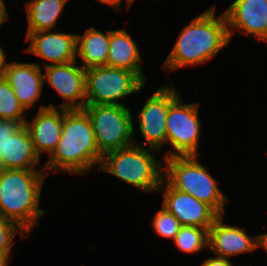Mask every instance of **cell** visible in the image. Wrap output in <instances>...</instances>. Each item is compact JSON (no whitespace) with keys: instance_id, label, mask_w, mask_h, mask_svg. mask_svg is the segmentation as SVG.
I'll list each match as a JSON object with an SVG mask.
<instances>
[{"instance_id":"3","label":"cell","mask_w":267,"mask_h":266,"mask_svg":"<svg viewBox=\"0 0 267 266\" xmlns=\"http://www.w3.org/2000/svg\"><path fill=\"white\" fill-rule=\"evenodd\" d=\"M45 169H0V216L16 223L31 237L48 212L41 205Z\"/></svg>"},{"instance_id":"26","label":"cell","mask_w":267,"mask_h":266,"mask_svg":"<svg viewBox=\"0 0 267 266\" xmlns=\"http://www.w3.org/2000/svg\"><path fill=\"white\" fill-rule=\"evenodd\" d=\"M200 266H234L232 259L217 256H208ZM239 266V265H236Z\"/></svg>"},{"instance_id":"6","label":"cell","mask_w":267,"mask_h":266,"mask_svg":"<svg viewBox=\"0 0 267 266\" xmlns=\"http://www.w3.org/2000/svg\"><path fill=\"white\" fill-rule=\"evenodd\" d=\"M180 95L181 91L176 87V84L167 79L164 84L158 86V89L152 95L147 97L148 99H145V103L140 107L137 115L133 116L135 145L158 150L162 153L163 158L162 149L167 143L166 121L169 106ZM136 127H138L137 129L143 139L144 143L142 144L135 138Z\"/></svg>"},{"instance_id":"28","label":"cell","mask_w":267,"mask_h":266,"mask_svg":"<svg viewBox=\"0 0 267 266\" xmlns=\"http://www.w3.org/2000/svg\"><path fill=\"white\" fill-rule=\"evenodd\" d=\"M103 5H109V7H112V9L116 10L117 12L121 13L123 11V0H96ZM121 11V12H120Z\"/></svg>"},{"instance_id":"7","label":"cell","mask_w":267,"mask_h":266,"mask_svg":"<svg viewBox=\"0 0 267 266\" xmlns=\"http://www.w3.org/2000/svg\"><path fill=\"white\" fill-rule=\"evenodd\" d=\"M145 85L135 72L124 68L104 65L86 69V105L123 106V99L144 91Z\"/></svg>"},{"instance_id":"31","label":"cell","mask_w":267,"mask_h":266,"mask_svg":"<svg viewBox=\"0 0 267 266\" xmlns=\"http://www.w3.org/2000/svg\"><path fill=\"white\" fill-rule=\"evenodd\" d=\"M11 260L3 258L0 256V266H10Z\"/></svg>"},{"instance_id":"18","label":"cell","mask_w":267,"mask_h":266,"mask_svg":"<svg viewBox=\"0 0 267 266\" xmlns=\"http://www.w3.org/2000/svg\"><path fill=\"white\" fill-rule=\"evenodd\" d=\"M36 154L30 134L23 124L14 134L8 136L5 155H1L0 169H44Z\"/></svg>"},{"instance_id":"15","label":"cell","mask_w":267,"mask_h":266,"mask_svg":"<svg viewBox=\"0 0 267 266\" xmlns=\"http://www.w3.org/2000/svg\"><path fill=\"white\" fill-rule=\"evenodd\" d=\"M224 217L220 215L209 228L208 251L214 256L228 259L256 252L258 234L250 235L240 224L226 223Z\"/></svg>"},{"instance_id":"30","label":"cell","mask_w":267,"mask_h":266,"mask_svg":"<svg viewBox=\"0 0 267 266\" xmlns=\"http://www.w3.org/2000/svg\"><path fill=\"white\" fill-rule=\"evenodd\" d=\"M5 50L6 49L5 48L3 49L2 44H0V78L3 75V64H4V61L8 56L7 52H5Z\"/></svg>"},{"instance_id":"4","label":"cell","mask_w":267,"mask_h":266,"mask_svg":"<svg viewBox=\"0 0 267 266\" xmlns=\"http://www.w3.org/2000/svg\"><path fill=\"white\" fill-rule=\"evenodd\" d=\"M158 152L135 144L112 150L103 154L97 172L110 174L144 195L156 194L164 175V158H157Z\"/></svg>"},{"instance_id":"11","label":"cell","mask_w":267,"mask_h":266,"mask_svg":"<svg viewBox=\"0 0 267 266\" xmlns=\"http://www.w3.org/2000/svg\"><path fill=\"white\" fill-rule=\"evenodd\" d=\"M30 45L24 49L27 55L43 60L35 62L42 68L48 65L66 64L76 61V33L56 29L31 32L25 37ZM42 64V65H41Z\"/></svg>"},{"instance_id":"9","label":"cell","mask_w":267,"mask_h":266,"mask_svg":"<svg viewBox=\"0 0 267 266\" xmlns=\"http://www.w3.org/2000/svg\"><path fill=\"white\" fill-rule=\"evenodd\" d=\"M83 110L102 154L134 144L133 114L127 105H85Z\"/></svg>"},{"instance_id":"10","label":"cell","mask_w":267,"mask_h":266,"mask_svg":"<svg viewBox=\"0 0 267 266\" xmlns=\"http://www.w3.org/2000/svg\"><path fill=\"white\" fill-rule=\"evenodd\" d=\"M44 85L55 91L63 103H48L51 108L67 110L83 109L86 105V70L73 61L66 64L48 65L44 67Z\"/></svg>"},{"instance_id":"2","label":"cell","mask_w":267,"mask_h":266,"mask_svg":"<svg viewBox=\"0 0 267 266\" xmlns=\"http://www.w3.org/2000/svg\"><path fill=\"white\" fill-rule=\"evenodd\" d=\"M103 154L99 151L89 116L83 109H63L61 139L44 167L53 173L85 176L98 171Z\"/></svg>"},{"instance_id":"22","label":"cell","mask_w":267,"mask_h":266,"mask_svg":"<svg viewBox=\"0 0 267 266\" xmlns=\"http://www.w3.org/2000/svg\"><path fill=\"white\" fill-rule=\"evenodd\" d=\"M28 113L20 104L13 88L2 76L0 78V119H13L23 125L28 118Z\"/></svg>"},{"instance_id":"17","label":"cell","mask_w":267,"mask_h":266,"mask_svg":"<svg viewBox=\"0 0 267 266\" xmlns=\"http://www.w3.org/2000/svg\"><path fill=\"white\" fill-rule=\"evenodd\" d=\"M137 43L126 28L110 30L109 53L105 66L130 70L148 83L142 67L143 56Z\"/></svg>"},{"instance_id":"5","label":"cell","mask_w":267,"mask_h":266,"mask_svg":"<svg viewBox=\"0 0 267 266\" xmlns=\"http://www.w3.org/2000/svg\"><path fill=\"white\" fill-rule=\"evenodd\" d=\"M202 155L164 158L163 179L173 188L188 193L211 206L219 215H226L230 202L212 171L200 160ZM211 172V173H210Z\"/></svg>"},{"instance_id":"19","label":"cell","mask_w":267,"mask_h":266,"mask_svg":"<svg viewBox=\"0 0 267 266\" xmlns=\"http://www.w3.org/2000/svg\"><path fill=\"white\" fill-rule=\"evenodd\" d=\"M110 45V29L105 33L89 27L81 35L76 33V61L86 70L106 65Z\"/></svg>"},{"instance_id":"12","label":"cell","mask_w":267,"mask_h":266,"mask_svg":"<svg viewBox=\"0 0 267 266\" xmlns=\"http://www.w3.org/2000/svg\"><path fill=\"white\" fill-rule=\"evenodd\" d=\"M158 192L162 194L161 206L173 214L182 226L210 228L220 216L205 202L173 189L164 179Z\"/></svg>"},{"instance_id":"13","label":"cell","mask_w":267,"mask_h":266,"mask_svg":"<svg viewBox=\"0 0 267 266\" xmlns=\"http://www.w3.org/2000/svg\"><path fill=\"white\" fill-rule=\"evenodd\" d=\"M230 41L237 32L267 43V0H233L223 11Z\"/></svg>"},{"instance_id":"29","label":"cell","mask_w":267,"mask_h":266,"mask_svg":"<svg viewBox=\"0 0 267 266\" xmlns=\"http://www.w3.org/2000/svg\"><path fill=\"white\" fill-rule=\"evenodd\" d=\"M259 248L267 253V231L258 233V249Z\"/></svg>"},{"instance_id":"14","label":"cell","mask_w":267,"mask_h":266,"mask_svg":"<svg viewBox=\"0 0 267 266\" xmlns=\"http://www.w3.org/2000/svg\"><path fill=\"white\" fill-rule=\"evenodd\" d=\"M43 68L35 62L8 61L3 64V77L13 88L17 99L28 112L42 100L44 85Z\"/></svg>"},{"instance_id":"24","label":"cell","mask_w":267,"mask_h":266,"mask_svg":"<svg viewBox=\"0 0 267 266\" xmlns=\"http://www.w3.org/2000/svg\"><path fill=\"white\" fill-rule=\"evenodd\" d=\"M19 233L20 240L29 238L24 230H22L16 223L4 219L0 216V256L11 260L12 249L15 246V237Z\"/></svg>"},{"instance_id":"32","label":"cell","mask_w":267,"mask_h":266,"mask_svg":"<svg viewBox=\"0 0 267 266\" xmlns=\"http://www.w3.org/2000/svg\"><path fill=\"white\" fill-rule=\"evenodd\" d=\"M125 2L124 5H126L127 10H129V8H131V6L133 5V3H135L136 0H123Z\"/></svg>"},{"instance_id":"8","label":"cell","mask_w":267,"mask_h":266,"mask_svg":"<svg viewBox=\"0 0 267 266\" xmlns=\"http://www.w3.org/2000/svg\"><path fill=\"white\" fill-rule=\"evenodd\" d=\"M182 94L169 106L167 114V143L171 149L163 153V158L171 156L200 155L202 122L199 109L201 103H186ZM168 150V151H167Z\"/></svg>"},{"instance_id":"23","label":"cell","mask_w":267,"mask_h":266,"mask_svg":"<svg viewBox=\"0 0 267 266\" xmlns=\"http://www.w3.org/2000/svg\"><path fill=\"white\" fill-rule=\"evenodd\" d=\"M152 232L163 239H169L171 242L176 237L182 225L174 217L173 214L168 212L164 207H161L151 217Z\"/></svg>"},{"instance_id":"16","label":"cell","mask_w":267,"mask_h":266,"mask_svg":"<svg viewBox=\"0 0 267 266\" xmlns=\"http://www.w3.org/2000/svg\"><path fill=\"white\" fill-rule=\"evenodd\" d=\"M46 104H39L37 113L30 119L27 118L24 124L40 159L44 153L47 158L53 153L63 129V108H51Z\"/></svg>"},{"instance_id":"27","label":"cell","mask_w":267,"mask_h":266,"mask_svg":"<svg viewBox=\"0 0 267 266\" xmlns=\"http://www.w3.org/2000/svg\"><path fill=\"white\" fill-rule=\"evenodd\" d=\"M7 9L8 8L5 0H0V28L4 23H7V21L10 19L9 17H11Z\"/></svg>"},{"instance_id":"20","label":"cell","mask_w":267,"mask_h":266,"mask_svg":"<svg viewBox=\"0 0 267 266\" xmlns=\"http://www.w3.org/2000/svg\"><path fill=\"white\" fill-rule=\"evenodd\" d=\"M69 0H29L24 2L27 31L31 32L56 30Z\"/></svg>"},{"instance_id":"21","label":"cell","mask_w":267,"mask_h":266,"mask_svg":"<svg viewBox=\"0 0 267 266\" xmlns=\"http://www.w3.org/2000/svg\"><path fill=\"white\" fill-rule=\"evenodd\" d=\"M209 228L182 226L172 244L182 253L188 255L208 251Z\"/></svg>"},{"instance_id":"1","label":"cell","mask_w":267,"mask_h":266,"mask_svg":"<svg viewBox=\"0 0 267 266\" xmlns=\"http://www.w3.org/2000/svg\"><path fill=\"white\" fill-rule=\"evenodd\" d=\"M216 3L205 9L184 26L176 37L170 53L162 62L161 70L173 72L199 67L231 44L226 17L216 14Z\"/></svg>"},{"instance_id":"25","label":"cell","mask_w":267,"mask_h":266,"mask_svg":"<svg viewBox=\"0 0 267 266\" xmlns=\"http://www.w3.org/2000/svg\"><path fill=\"white\" fill-rule=\"evenodd\" d=\"M22 124L13 119H0V158L5 155V144L8 136L14 134Z\"/></svg>"}]
</instances>
